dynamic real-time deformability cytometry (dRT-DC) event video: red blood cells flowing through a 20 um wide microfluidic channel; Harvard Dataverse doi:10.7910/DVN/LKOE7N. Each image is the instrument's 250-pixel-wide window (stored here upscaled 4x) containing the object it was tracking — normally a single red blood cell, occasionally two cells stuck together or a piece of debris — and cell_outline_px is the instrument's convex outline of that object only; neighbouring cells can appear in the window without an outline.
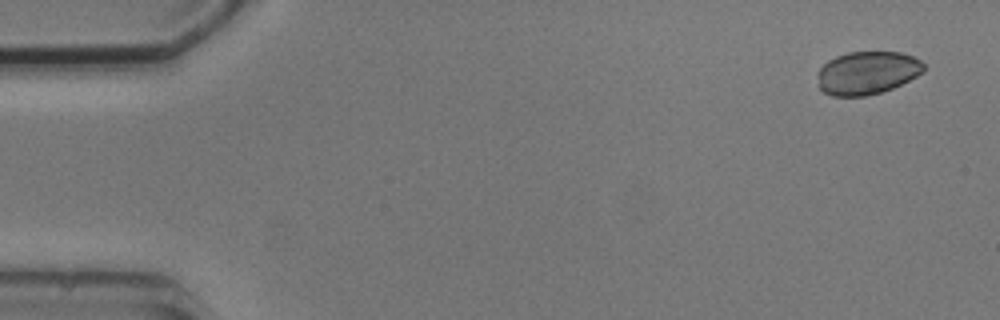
{"species": "common noctule bat (a hibernating species)", "species_latin": "Nyctalus noctula", "temperature_condition": "cold", "stored_images_in_passage": 11, "camera_frame_rate_fps": 3000, "um_per_image_px": 0.085, "animal": {"sex": "male", "body_mass_g": 20.5, "forearm_length_mm": 52.5}, "frame": {"image": 1, "passage_image": 1, "time_ms": 0.0, "image_size_px": [1000, 320], "cell_outline_px": [[924, 72], [892, 88], [880, 92], [864, 96], [832, 96], [824, 92], [820, 88], [816, 76], [816, 72], [828, 60], [836, 56], [848, 52], [900, 52], [912, 56], [920, 60], [924, 64]], "centroid_in_image_um": [73.68, 6.19], "position_along_channel_um": 11.3, "area_um2": 26.65}}